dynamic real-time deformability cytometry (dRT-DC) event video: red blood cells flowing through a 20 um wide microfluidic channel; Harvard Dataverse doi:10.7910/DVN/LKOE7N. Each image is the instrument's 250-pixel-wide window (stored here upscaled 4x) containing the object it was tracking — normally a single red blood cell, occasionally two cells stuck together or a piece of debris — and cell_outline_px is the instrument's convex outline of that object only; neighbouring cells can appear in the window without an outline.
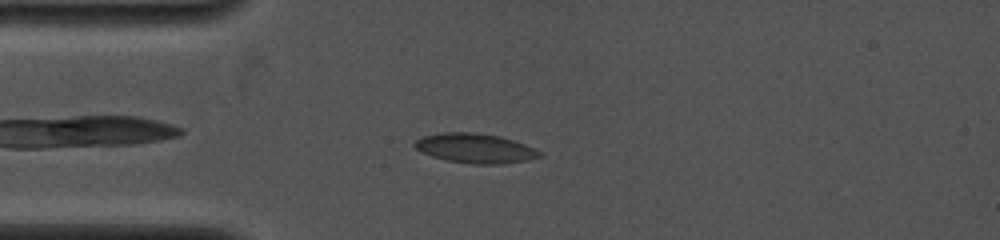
{"species": "common noctule bat (a hibernating species)", "species_latin": "Nyctalus noctula", "temperature_condition": "cold", "stored_images_in_passage": 5, "camera_frame_rate_fps": 4000, "um_per_image_px": 0.085, "animal": {"sex": "female", "body_mass_g": 19.0, "forearm_length_mm": 53.3}, "frame": {"image": 1, "passage_image": 2, "time_ms": 1.0, "image_size_px": [1000, 240], "cell_outline_px": [[544, 156], [528, 160], [504, 164], [472, 164], [448, 160], [432, 156], [416, 148], [412, 144], [416, 140], [424, 136], [444, 132], [476, 132], [500, 136], [524, 144], [544, 152]], "centroid_in_image_um": [40.45, 12.6], "position_along_channel_um": 44.5, "area_um2": 21.56}}
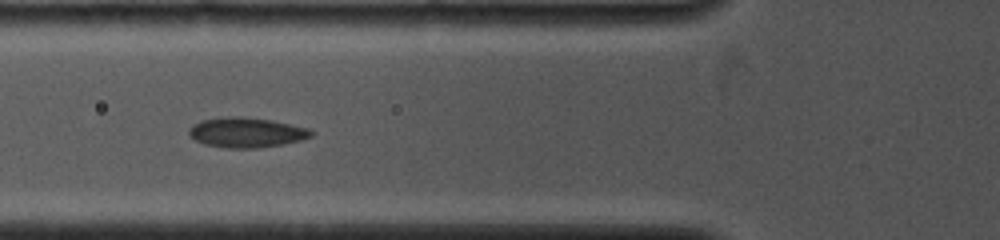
{"frame": {"image": 2, "passage_image": 4, "time_ms": 2.75, "image_size_px": [1000, 240], "cell_outline_px": [[316, 132], [312, 136], [300, 140], [260, 148], [228, 148], [204, 144], [188, 136], [188, 128], [192, 124], [200, 120], [228, 116], [236, 116], [272, 120], [308, 128]], "centroid_in_image_um": [20.91, 11.25], "position_along_channel_um": 104.9, "area_um2": 21.44}}
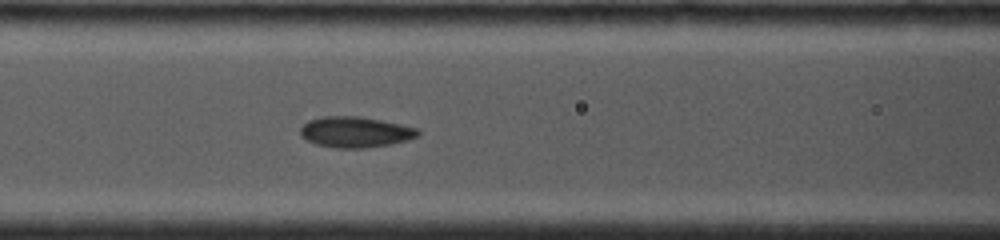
{"frame": {"image": 3, "passage_image": 5, "time_ms": 3.5, "image_size_px": [1000, 240], "cell_outline_px": [[420, 132], [416, 136], [408, 140], [392, 144], [368, 148], [336, 148], [316, 144], [300, 136], [300, 128], [308, 120], [320, 116], [360, 116], [420, 128]], "centroid_in_image_um": [30.2, 11.22], "position_along_channel_um": 136.4, "area_um2": 21.27}}